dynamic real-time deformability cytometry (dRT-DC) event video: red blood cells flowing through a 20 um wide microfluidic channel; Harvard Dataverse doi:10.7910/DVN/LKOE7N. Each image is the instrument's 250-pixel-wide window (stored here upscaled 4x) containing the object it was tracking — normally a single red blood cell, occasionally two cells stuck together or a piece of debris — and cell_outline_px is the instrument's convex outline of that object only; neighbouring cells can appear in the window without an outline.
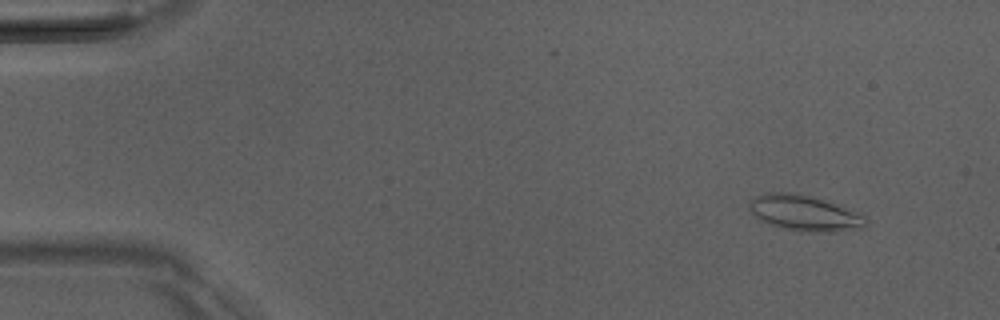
{"species": "Egyptian fruit bat (a non-hibernating species)", "species_latin": "Rousettus aegyptiacus", "temperature_condition": "room temperature", "stored_images_in_passage": 47, "camera_frame_rate_fps": 3000, "um_per_image_px": 0.085, "animal": {"sex": "male"}, "frame": {"image": 1, "passage_image": 1, "time_ms": 0.0, "image_size_px": [1000, 320], "cell_outline_px": [[868, 224], [864, 228], [832, 232], [796, 232], [780, 228], [768, 224], [756, 216], [752, 212], [748, 204], [756, 196], [768, 192], [788, 192], [808, 196], [824, 200], [860, 212], [864, 216]], "centroid_in_image_um": [68.42, 18.14], "position_along_channel_um": 16.6, "area_um2": 24.33}}
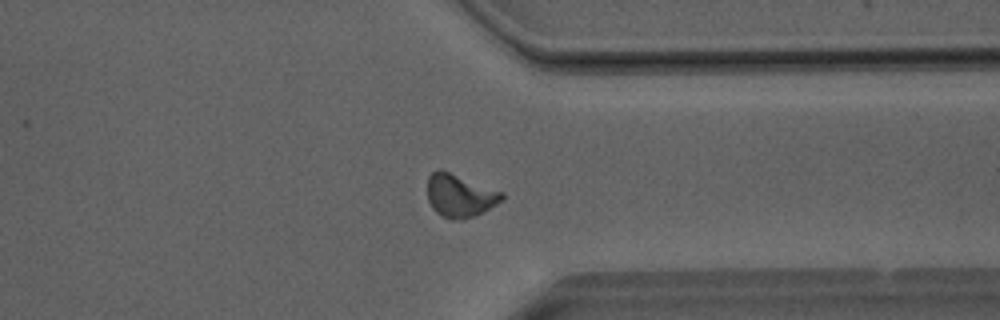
{"frame": {"image": 2, "passage_image": 36, "time_ms": 11.667, "image_size_px": [1000, 320], "cell_outline_px": [[504, 196], [496, 204], [484, 212], [460, 220], [452, 220], [436, 212], [432, 208], [428, 200], [428, 176], [432, 172], [440, 168], [504, 192]], "centroid_in_image_um": [39.07, 16.61], "position_along_channel_um": 372.3, "area_um2": 18.61}}
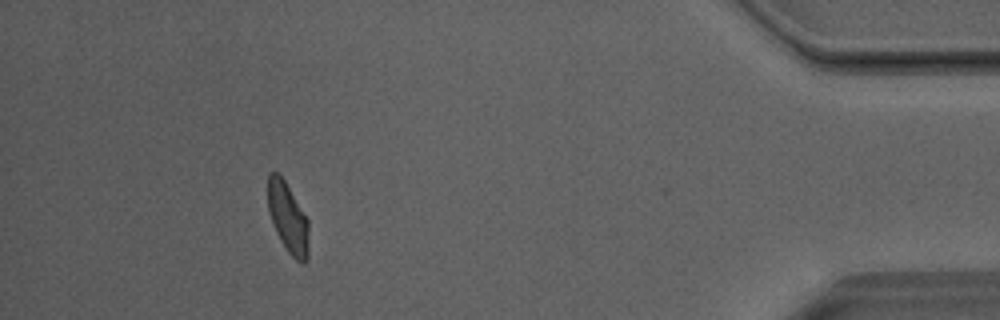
{"frame": {"image": 3, "passage_image": 43, "time_ms": 14.0, "image_size_px": [1000, 320], "cell_outline_px": [[308, 256], [304, 264], [300, 264], [288, 252], [280, 240], [272, 224], [268, 208], [268, 172], [276, 172], [284, 180], [308, 220]], "centroid_in_image_um": [24.47, 18.55], "position_along_channel_um": 410.7, "area_um2": 16.59}, "authors_computed_cell_mechanics": {"area_um2": 17.9758, "velocity_mm_per_s": 4.0295, "shape_relaxation_time_tau1_ms": 5.8087, "shape_relaxation_time_tau2_ms": 2.2296, "deformation_change_tau1": 0.1723, "deformation_change_tau2": 0.0931}}